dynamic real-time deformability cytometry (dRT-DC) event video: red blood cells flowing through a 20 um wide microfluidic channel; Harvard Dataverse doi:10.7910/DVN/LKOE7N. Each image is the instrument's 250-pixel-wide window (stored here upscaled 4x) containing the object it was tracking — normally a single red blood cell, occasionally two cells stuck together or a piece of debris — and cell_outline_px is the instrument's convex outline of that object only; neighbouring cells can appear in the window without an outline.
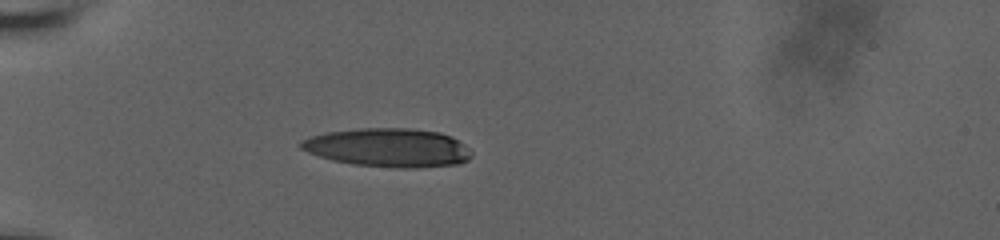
{"species": "human", "species_latin": "Homo sapiens", "temperature_condition": "room temperature", "stored_images_in_passage": 40, "camera_frame_rate_fps": 3000, "um_per_image_px": 0.085, "donor": {"sex": "male"}, "frame": {"image": 1, "passage_image": 1, "time_ms": 0.0, "image_size_px": [1000, 240], "cell_outline_px": [[472, 156], [468, 160], [460, 164], [420, 168], [396, 168], [352, 164], [332, 160], [308, 152], [300, 148], [300, 140], [308, 136], [328, 132], [360, 128], [408, 128], [440, 132], [452, 136], [464, 144], [472, 152]], "centroid_in_image_um": [33.02, 12.55], "position_along_channel_um": 52.0, "area_um2": 38.78}}
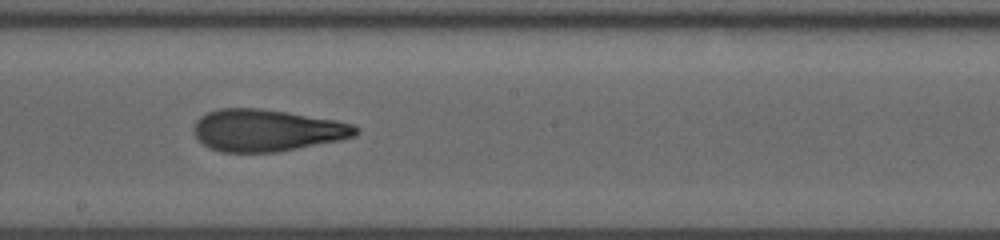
{"frame": {"image": 2, "passage_image": 17, "time_ms": 5.333, "image_size_px": [1000, 240], "cell_outline_px": [[360, 132], [356, 136], [340, 140], [276, 152], [220, 152], [208, 148], [192, 132], [192, 128], [196, 120], [200, 116], [208, 112], [220, 108], [260, 108], [288, 112], [336, 120], [352, 124], [360, 128]], "centroid_in_image_um": [22.67, 11.07], "position_along_channel_um": 225.5, "area_um2": 39.82}}
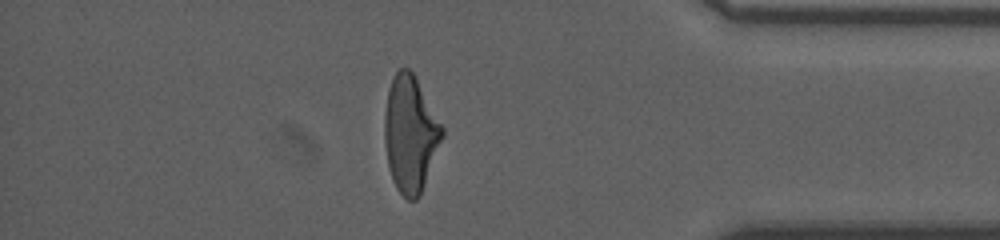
{"frame": {"image": 3, "passage_image": 33, "time_ms": 10.667, "image_size_px": [1000, 240], "cell_outline_px": [[444, 136], [420, 196], [416, 200], [408, 200], [396, 188], [392, 180], [388, 164], [384, 140], [384, 112], [388, 88], [392, 76], [400, 68], [408, 68], [412, 72], [444, 128]], "centroid_in_image_um": [34.86, 11.4], "position_along_channel_um": 400.3, "area_um2": 39.07}, "authors_computed_cell_mechanics": {"area_um2": 39.2462, "velocity_mm_per_s": 3.7325, "shape_relaxation_time_tau1_ms": 8.0854, "shape_relaxation_time_tau2_ms": 1.7734, "deformation_change_tau1": 0.2644, "deformation_change_tau2": 0.1064}}